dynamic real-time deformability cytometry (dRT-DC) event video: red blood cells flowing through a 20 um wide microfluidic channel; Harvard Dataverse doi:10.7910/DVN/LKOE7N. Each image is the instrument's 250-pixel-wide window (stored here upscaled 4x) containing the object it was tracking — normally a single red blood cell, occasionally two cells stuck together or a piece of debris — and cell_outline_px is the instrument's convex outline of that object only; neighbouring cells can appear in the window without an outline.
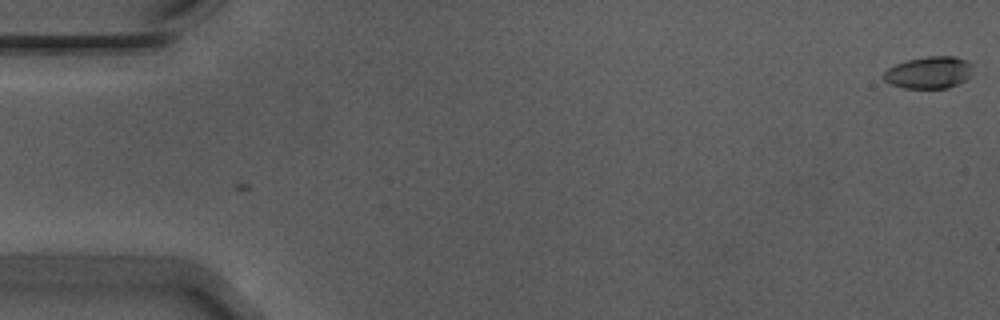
{"species": "Egyptian fruit bat (a non-hibernating species)", "species_latin": "Rousettus aegyptiacus", "temperature_condition": "warm", "stored_images_in_passage": 51, "camera_frame_rate_fps": 3000, "um_per_image_px": 0.085, "animal": {"sex": "male"}, "frame": {"image": 1, "passage_image": 1, "time_ms": 0.0, "image_size_px": [1000, 320], "cell_outline_px": [[972, 76], [948, 88], [904, 88], [892, 84], [884, 80], [884, 72], [888, 68], [896, 64], [908, 60], [928, 56], [952, 56], [964, 60], [972, 64]], "centroid_in_image_um": [78.97, 6.16], "position_along_channel_um": 6.0, "area_um2": 16.47}}
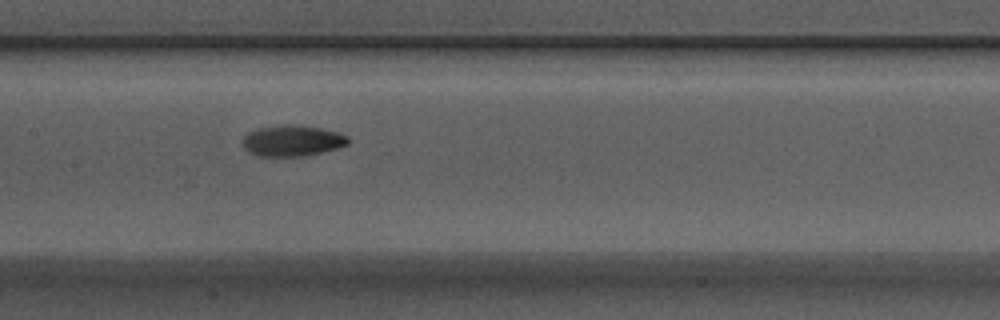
{"frame": {"image": 2, "passage_image": 28, "time_ms": 9.0, "image_size_px": [1000, 320], "cell_outline_px": [[348, 144], [340, 148], [304, 156], [256, 156], [248, 152], [244, 148], [240, 140], [248, 132], [260, 128], [284, 124], [292, 124], [320, 128], [340, 132], [348, 136]], "centroid_in_image_um": [24.83, 11.96], "position_along_channel_um": 182.6, "area_um2": 19.31}}
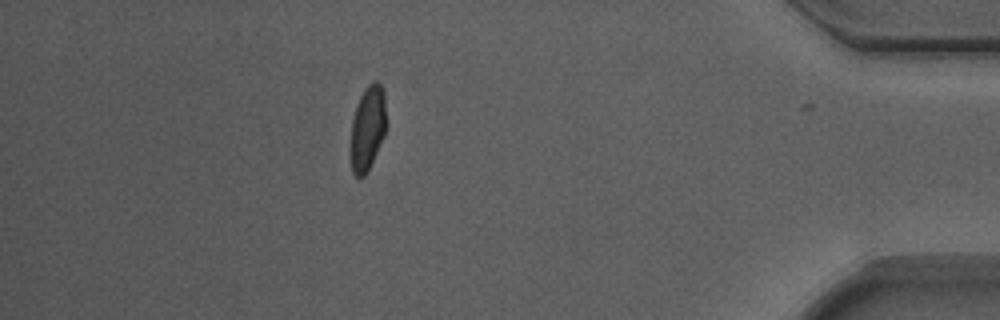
{"frame": {"image": 3, "passage_image": 50, "time_ms": 16.333, "image_size_px": [1000, 320], "cell_outline_px": [[388, 124], [384, 136], [364, 176], [360, 180], [352, 172], [352, 120], [356, 104], [364, 88], [372, 80], [376, 80], [384, 88]], "centroid_in_image_um": [31.3, 10.79], "position_along_channel_um": 403.9, "area_um2": 17.74}, "authors_computed_cell_mechanics": {"area_um2": 17.918, "velocity_mm_per_s": 3.6908, "shape_relaxation_time_tau1_ms": 5.9248, "shape_relaxation_time_tau2_ms": 1.7783, "deformation_change_tau1": 0.1543, "deformation_change_tau2": 0.0543}}